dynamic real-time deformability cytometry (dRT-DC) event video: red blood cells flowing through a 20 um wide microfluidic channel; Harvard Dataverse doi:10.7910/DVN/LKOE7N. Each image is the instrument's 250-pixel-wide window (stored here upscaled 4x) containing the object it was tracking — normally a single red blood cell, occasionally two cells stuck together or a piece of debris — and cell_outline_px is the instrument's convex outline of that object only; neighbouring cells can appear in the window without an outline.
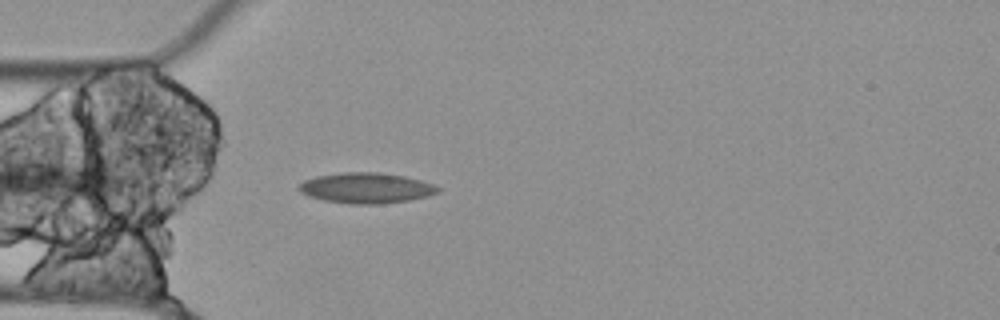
{"species": "Egyptian fruit bat (a non-hibernating species)", "species_latin": "Rousettus aegyptiacus", "temperature_condition": "cold", "stored_images_in_passage": 6, "camera_frame_rate_fps": 3000, "um_per_image_px": 0.085, "animal": {"sex": "female"}, "frame": {"image": 1, "passage_image": 2, "time_ms": 0.333, "image_size_px": [1000, 320], "cell_outline_px": [[440, 192], [408, 200], [384, 204], [348, 204], [324, 200], [308, 196], [300, 192], [296, 188], [304, 180], [316, 176], [344, 172], [380, 172], [404, 176], [420, 180], [432, 184], [440, 188]], "centroid_in_image_um": [31.09, 15.98], "position_along_channel_um": 53.9, "area_um2": 24.74}}
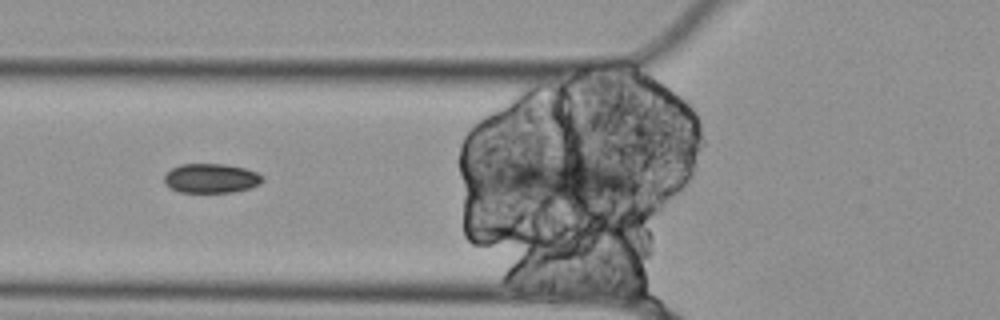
{"frame": {"image": 2, "passage_image": 4, "time_ms": 1.0, "image_size_px": [1000, 320], "cell_outline_px": [[264, 180], [260, 184], [248, 188], [232, 192], [180, 192], [164, 184], [164, 176], [172, 168], [180, 164], [224, 164], [244, 168], [256, 172], [264, 176]], "centroid_in_image_um": [17.95, 15.15], "position_along_channel_um": 107.9, "area_um2": 16.76}}